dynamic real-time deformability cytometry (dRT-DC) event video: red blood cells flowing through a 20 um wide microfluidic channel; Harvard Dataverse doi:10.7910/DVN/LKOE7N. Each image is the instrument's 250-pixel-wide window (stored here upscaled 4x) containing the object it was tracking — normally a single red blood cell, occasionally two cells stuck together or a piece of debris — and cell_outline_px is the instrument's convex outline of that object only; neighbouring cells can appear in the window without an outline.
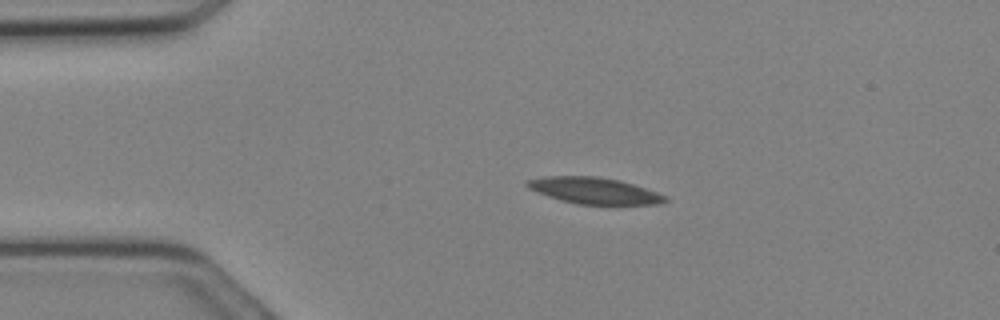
{"species": "Egyptian fruit bat (a non-hibernating species)", "species_latin": "Rousettus aegyptiacus", "temperature_condition": "cold", "stored_images_in_passage": 13, "camera_frame_rate_fps": 3000, "um_per_image_px": 0.085, "animal": {"sex": "female"}, "frame": {"image": 1, "passage_image": 1, "time_ms": 0.0, "image_size_px": [1000, 320], "cell_outline_px": [[668, 200], [660, 204], [576, 204], [560, 200], [548, 196], [528, 188], [524, 184], [528, 180], [544, 176], [600, 176], [620, 180], [668, 196]], "centroid_in_image_um": [50.5, 16.2], "position_along_channel_um": 34.5, "area_um2": 21.15}}
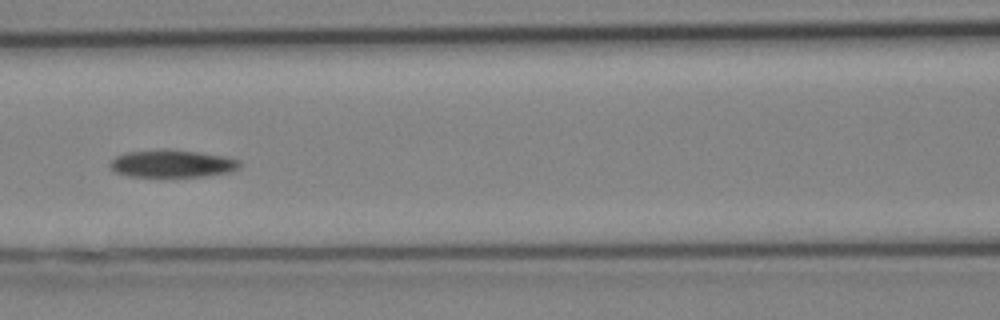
{"frame": {"image": 2, "passage_image": 8, "time_ms": 2.333, "image_size_px": [1000, 320], "cell_outline_px": [[240, 168], [228, 172], [204, 176], [128, 176], [116, 172], [108, 164], [116, 156], [124, 152], [160, 148], [168, 148], [200, 152], [224, 156], [240, 160]], "centroid_in_image_um": [14.62, 13.88], "position_along_channel_um": 152.0, "area_um2": 20.98}}
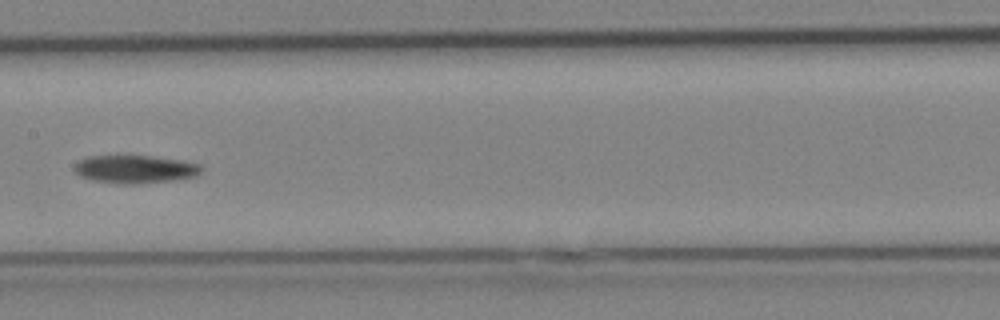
{"frame": {"image": 3, "passage_image": 10, "time_ms": 3.0, "image_size_px": [1000, 320], "cell_outline_px": [[204, 168], [196, 176], [172, 180], [132, 184], [124, 184], [92, 180], [80, 176], [72, 168], [80, 160], [88, 156], [116, 152], [128, 152], [184, 160], [200, 164]], "centroid_in_image_um": [11.45, 14.3], "position_along_channel_um": 195.9, "area_um2": 21.91}}